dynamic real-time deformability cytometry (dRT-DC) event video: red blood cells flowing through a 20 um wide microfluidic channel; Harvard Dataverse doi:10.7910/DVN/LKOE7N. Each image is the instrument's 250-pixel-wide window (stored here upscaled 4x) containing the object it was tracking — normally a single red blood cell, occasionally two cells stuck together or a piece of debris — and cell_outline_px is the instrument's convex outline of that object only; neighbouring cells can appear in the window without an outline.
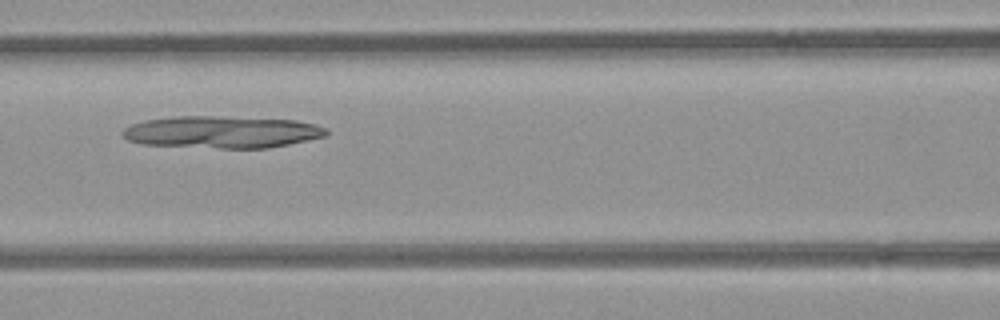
{"species": "common noctule bat (a hibernating species)", "species_latin": "Nyctalus noctula", "temperature_condition": "room temperature", "stored_images_in_passage": 9, "camera_frame_rate_fps": 3000, "um_per_image_px": 0.085, "animal": {"sex": "female", "body_mass_g": 21.9}, "frame": {"image": 1, "passage_image": 6, "time_ms": 6.667, "image_size_px": [1000, 320], "cell_outline_px": [[328, 136], [268, 148], [220, 148], [144, 144], [128, 140], [120, 132], [124, 128], [132, 124], [144, 120], [172, 116], [220, 116], [296, 120], [316, 124], [328, 128]], "centroid_in_image_um": [18.9, 11.21], "position_along_channel_um": 147.7, "area_um2": 38.26}}
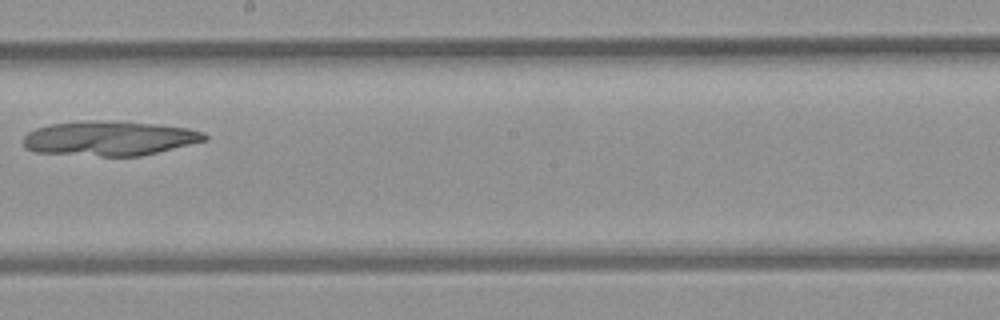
{"frame": {"image": 2, "passage_image": 8, "time_ms": 9.0, "image_size_px": [1000, 320], "cell_outline_px": [[208, 140], [140, 156], [100, 156], [36, 152], [28, 148], [20, 140], [28, 132], [36, 128], [48, 124], [76, 120], [120, 120], [160, 124], [188, 128], [204, 132], [208, 136]], "centroid_in_image_um": [9.3, 11.73], "position_along_channel_um": 238.9, "area_um2": 37.22}}
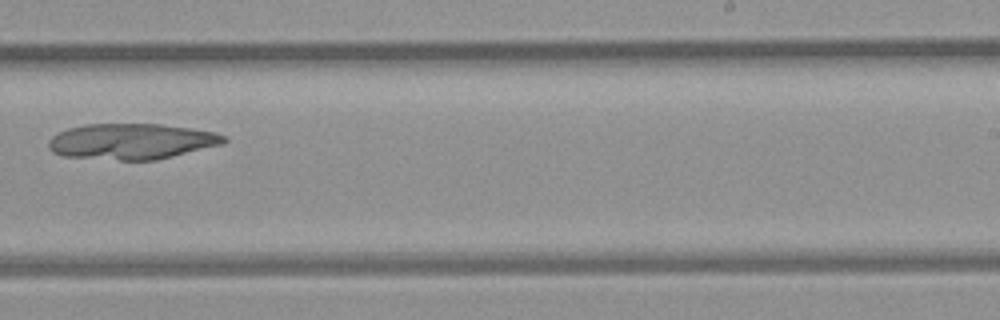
{"frame": {"image": 3, "passage_image": 9, "time_ms": 10.0, "image_size_px": [1000, 320], "cell_outline_px": [[228, 140], [224, 144], [156, 160], [120, 160], [64, 156], [52, 152], [48, 148], [48, 140], [52, 136], [68, 128], [84, 124], [160, 124], [192, 128], [216, 132], [224, 136]], "centroid_in_image_um": [11.19, 12.02], "position_along_channel_um": 277.8, "area_um2": 36.7}}